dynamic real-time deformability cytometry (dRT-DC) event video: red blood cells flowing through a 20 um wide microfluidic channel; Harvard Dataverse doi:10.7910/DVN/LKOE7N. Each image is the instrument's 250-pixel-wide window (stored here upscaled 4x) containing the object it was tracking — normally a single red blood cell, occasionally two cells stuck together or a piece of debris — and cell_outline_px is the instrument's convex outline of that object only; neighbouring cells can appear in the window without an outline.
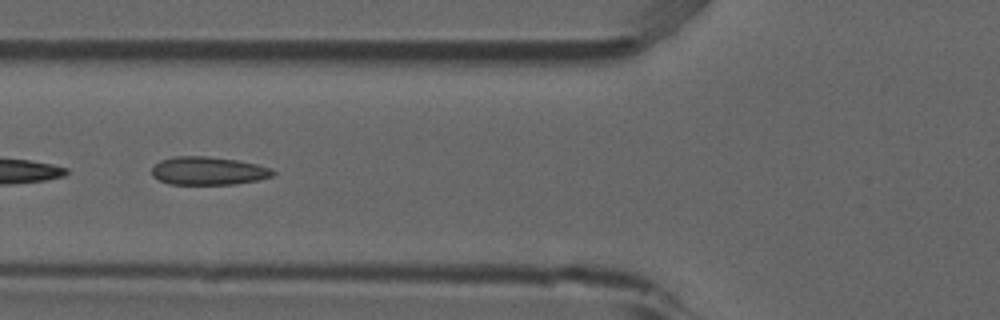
{"species": "common noctule bat (a hibernating species)", "species_latin": "Nyctalus noctula", "temperature_condition": "room temperature", "stored_images_in_passage": 5, "camera_frame_rate_fps": 3000, "um_per_image_px": 0.085, "animal": {"sex": "male", "forearm_length_mm": 52.5}, "frame": {"image": 1, "passage_image": 5, "time_ms": 1.333, "image_size_px": [1000, 320], "cell_outline_px": [[276, 172], [272, 176], [256, 180], [236, 184], [168, 184], [152, 176], [152, 168], [160, 160], [176, 156], [208, 156], [236, 160], [256, 164], [272, 168]], "centroid_in_image_um": [17.7, 14.52], "position_along_channel_um": 108.1, "area_um2": 19.83}}